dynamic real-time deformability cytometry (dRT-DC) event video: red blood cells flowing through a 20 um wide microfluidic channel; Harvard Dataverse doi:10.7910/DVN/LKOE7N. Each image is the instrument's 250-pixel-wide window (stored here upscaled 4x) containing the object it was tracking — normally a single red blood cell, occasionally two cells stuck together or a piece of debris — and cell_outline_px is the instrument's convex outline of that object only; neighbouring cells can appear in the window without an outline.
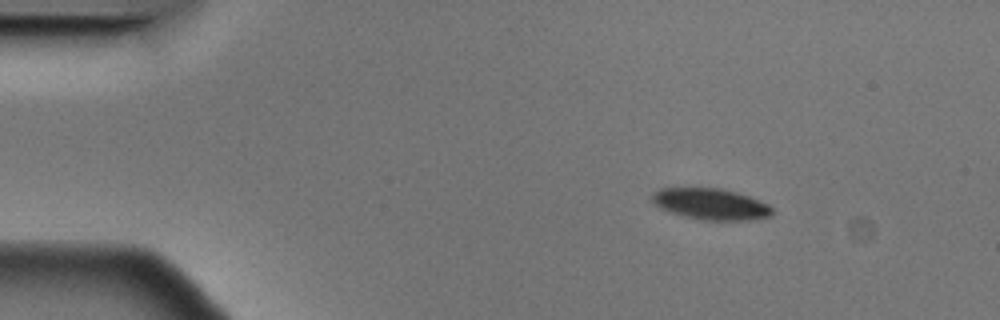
{"species": "Egyptian fruit bat (a non-hibernating species)", "species_latin": "Rousettus aegyptiacus", "temperature_condition": "cold", "stored_images_in_passage": 49, "camera_frame_rate_fps": 3000, "um_per_image_px": 0.085, "animal": {"sex": "male"}, "frame": {"image": 1, "passage_image": 1, "time_ms": 0.0, "image_size_px": [1000, 320], "cell_outline_px": [[772, 212], [768, 216], [744, 220], [704, 220], [684, 216], [660, 208], [652, 200], [652, 192], [660, 188], [720, 188], [736, 192], [748, 196], [768, 204], [772, 208]], "centroid_in_image_um": [60.38, 17.33], "position_along_channel_um": 24.6, "area_um2": 21.5}}
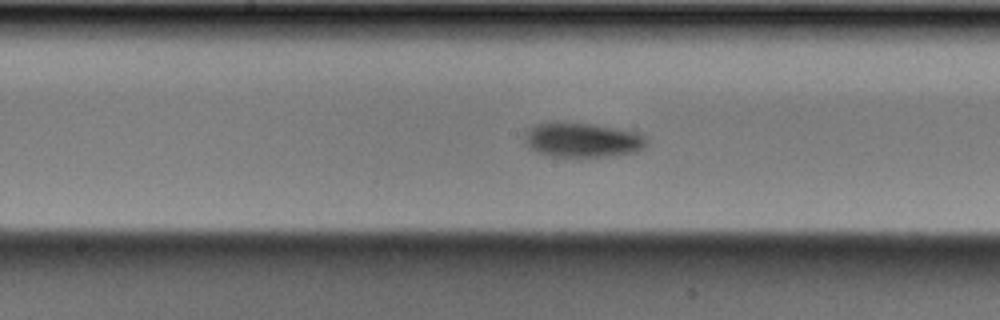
{"frame": {"image": 2, "passage_image": 22, "time_ms": 7.0, "image_size_px": [1000, 320], "cell_outline_px": [[648, 144], [644, 148], [636, 152], [608, 156], [548, 156], [528, 148], [524, 144], [524, 132], [536, 124], [556, 120], [592, 124], [616, 128], [644, 136], [648, 140]], "centroid_in_image_um": [49.43, 11.88], "position_along_channel_um": 198.8, "area_um2": 24.85}}
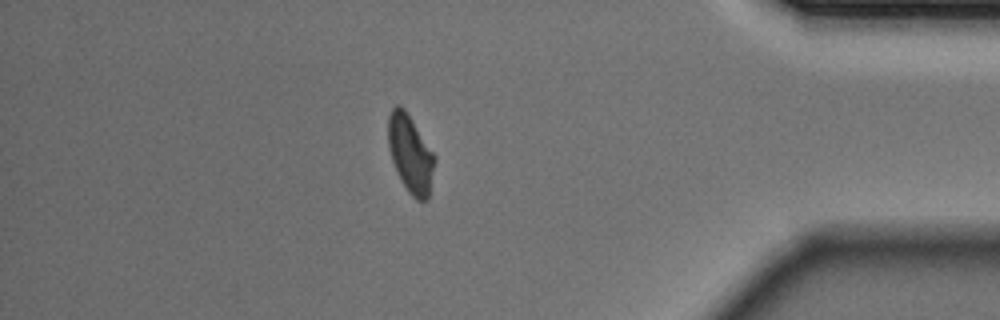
{"frame": {"image": 3, "passage_image": 42, "time_ms": 13.667, "image_size_px": [1000, 320], "cell_outline_px": [[436, 160], [428, 200], [416, 200], [408, 192], [400, 180], [392, 160], [388, 144], [388, 116], [392, 108], [396, 104], [400, 104], [404, 108], [436, 156]], "centroid_in_image_um": [34.89, 13.08], "position_along_channel_um": 400.3, "area_um2": 21.15}, "authors_computed_cell_mechanics": {"area_um2": 22.4264, "velocity_mm_per_s": 3.5364, "shape_relaxation_time_tau1_ms": 1.7467, "shape_relaxation_time_tau2_ms": null, "deformation_change_tau1": 0.0956, "deformation_change_tau2": null}}